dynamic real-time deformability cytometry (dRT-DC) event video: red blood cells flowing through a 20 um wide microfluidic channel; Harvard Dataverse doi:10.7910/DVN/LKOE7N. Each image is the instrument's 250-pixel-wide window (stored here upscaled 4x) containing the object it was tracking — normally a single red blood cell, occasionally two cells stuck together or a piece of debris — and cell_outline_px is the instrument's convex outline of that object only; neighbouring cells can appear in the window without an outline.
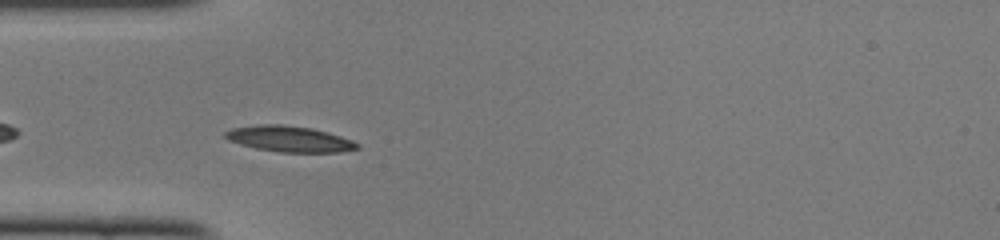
{"species": "common noctule bat (a hibernating species)", "species_latin": "Nyctalus noctula", "temperature_condition": "cold", "stored_images_in_passage": 37, "camera_frame_rate_fps": 3000, "um_per_image_px": 0.085, "animal": {"sex": "female", "body_mass_g": 22.0, "forearm_length_mm": 56.7}, "frame": {"image": 1, "passage_image": 3, "time_ms": 0.667, "image_size_px": [1000, 240], "cell_outline_px": [[360, 148], [340, 152], [280, 152], [256, 148], [240, 144], [228, 140], [224, 136], [224, 132], [232, 128], [260, 124], [280, 124], [312, 128], [328, 132], [352, 140], [360, 144]], "centroid_in_image_um": [24.6, 11.8], "position_along_channel_um": 60.4, "area_um2": 19.88}}
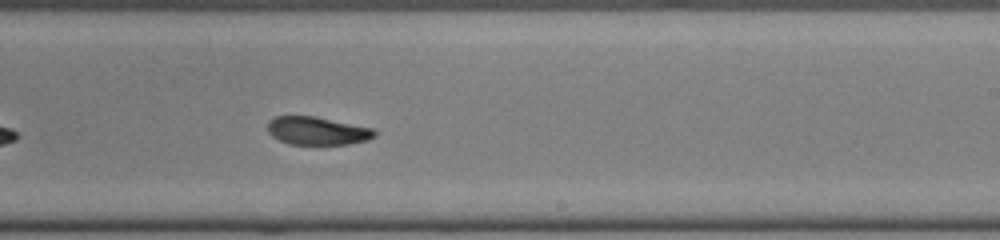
{"frame": {"image": 2, "passage_image": 18, "time_ms": 5.667, "image_size_px": [1000, 240], "cell_outline_px": [[376, 136], [368, 140], [348, 144], [288, 144], [272, 136], [268, 132], [268, 120], [276, 116], [312, 116], [372, 128], [376, 132]], "centroid_in_image_um": [26.95, 11.12], "position_along_channel_um": 262.1, "area_um2": 17.34}}
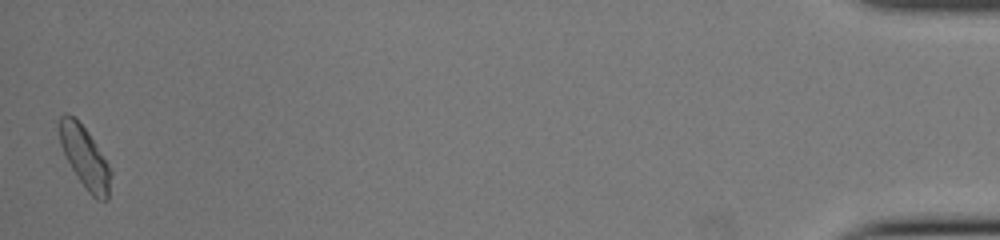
{"frame": {"image": 3, "passage_image": 37, "time_ms": 12.0, "image_size_px": [1000, 240], "cell_outline_px": [[112, 172], [108, 200], [96, 200], [88, 192], [72, 168], [60, 144], [60, 116], [64, 112], [72, 116], [88, 132], [108, 164]], "centroid_in_image_um": [7.24, 13.41], "position_along_channel_um": 428.0, "area_um2": 17.92}, "authors_computed_cell_mechanics": {"area_um2": 18.0914, "velocity_mm_per_s": 4.0783, "shape_relaxation_time_tau1_ms": 4.7091, "shape_relaxation_time_tau2_ms": 3.8785, "deformation_change_tau1": 0.1484, "deformation_change_tau2": 0.0954}}